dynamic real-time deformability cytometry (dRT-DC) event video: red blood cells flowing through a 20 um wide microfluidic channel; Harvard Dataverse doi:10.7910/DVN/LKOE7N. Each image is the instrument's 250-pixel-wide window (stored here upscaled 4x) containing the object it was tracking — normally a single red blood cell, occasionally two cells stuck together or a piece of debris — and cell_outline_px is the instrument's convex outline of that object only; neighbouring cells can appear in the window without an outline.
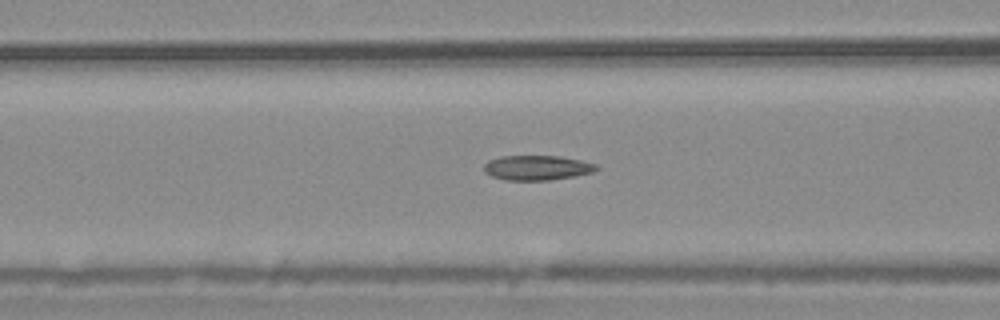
{"species": "common noctule bat (a hibernating species)", "species_latin": "Nyctalus noctula", "temperature_condition": "warm", "stored_images_in_passage": 55, "camera_frame_rate_fps": 3000, "um_per_image_px": 0.085, "animal": {"sex": "male", "body_mass_g": 20.4}, "frame": {"image": 1, "passage_image": 22, "time_ms": 7.0, "image_size_px": [1000, 320], "cell_outline_px": [[600, 168], [592, 172], [576, 176], [548, 180], [504, 180], [492, 176], [484, 172], [484, 164], [488, 160], [500, 156], [560, 156], [580, 160], [596, 164]], "centroid_in_image_um": [45.63, 14.26], "position_along_channel_um": 121.0, "area_um2": 16.3}}
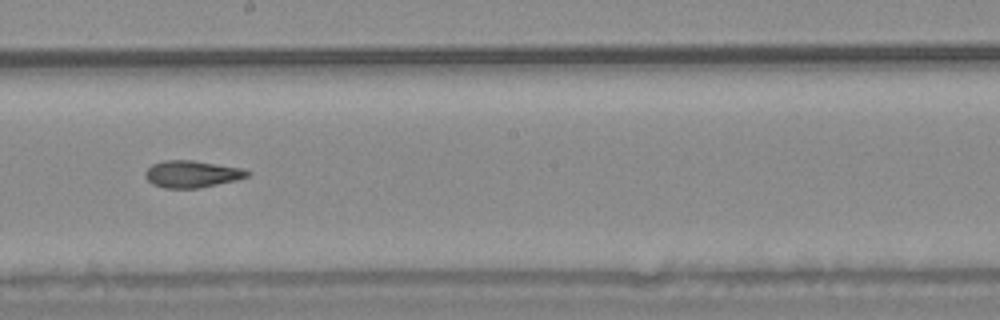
{"frame": {"image": 2, "passage_image": 31, "time_ms": 10.0, "image_size_px": [1000, 320], "cell_outline_px": [[252, 172], [248, 176], [236, 180], [200, 188], [164, 188], [152, 184], [144, 176], [144, 172], [152, 164], [164, 160], [192, 160], [244, 168]], "centroid_in_image_um": [16.32, 14.79], "position_along_channel_um": 231.9, "area_um2": 16.18}}
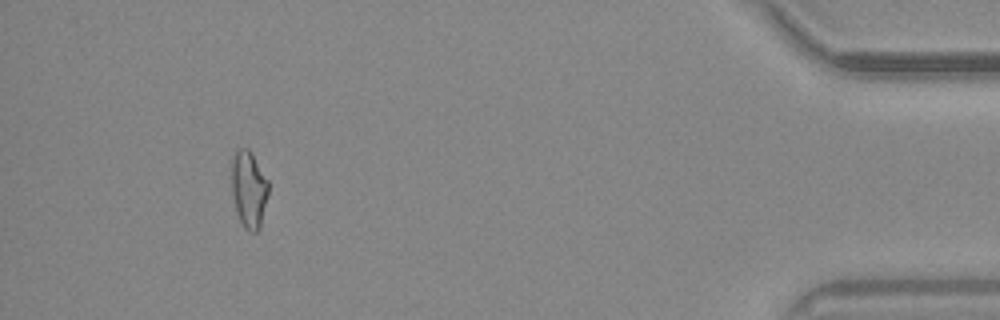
{"frame": {"image": 3, "passage_image": 51, "time_ms": 16.667, "image_size_px": [1000, 320], "cell_outline_px": [[268, 196], [260, 228], [256, 232], [248, 232], [244, 228], [236, 212], [232, 192], [232, 156], [240, 148], [248, 148], [252, 152], [268, 180]], "centroid_in_image_um": [21.16, 16.1], "position_along_channel_um": 414.0, "area_um2": 16.65}, "authors_computed_cell_mechanics": {"area_um2": 16.4152, "velocity_mm_per_s": 3.697, "shape_relaxation_time_tau1_ms": null, "shape_relaxation_time_tau2_ms": 3.8221, "deformation_change_tau1": null, "deformation_change_tau2": 0.0948}}